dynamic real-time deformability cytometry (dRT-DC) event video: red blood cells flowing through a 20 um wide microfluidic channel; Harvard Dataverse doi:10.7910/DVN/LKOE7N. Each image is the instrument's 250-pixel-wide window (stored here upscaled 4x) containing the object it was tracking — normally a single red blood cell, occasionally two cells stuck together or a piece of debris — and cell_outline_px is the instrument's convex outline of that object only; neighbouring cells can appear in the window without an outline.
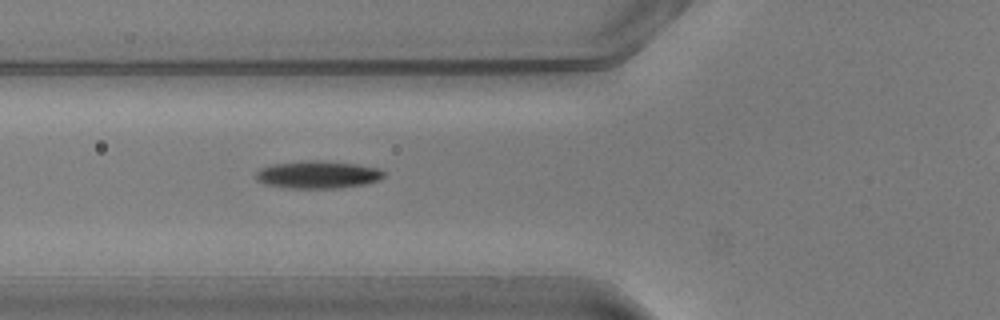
{"species": "common noctule bat (a hibernating species)", "species_latin": "Nyctalus noctula", "temperature_condition": "warm", "stored_images_in_passage": 31, "camera_frame_rate_fps": 3000, "um_per_image_px": 0.085, "animal": {"sex": "male", "body_mass_g": 20.5, "forearm_length_mm": 52.5}, "frame": {"image": 1, "passage_image": 3, "time_ms": 0.667, "image_size_px": [1000, 320], "cell_outline_px": [[388, 172], [380, 180], [364, 184], [340, 188], [288, 188], [264, 184], [256, 180], [256, 172], [260, 168], [272, 164], [308, 160], [316, 160], [356, 164], [380, 168]], "centroid_in_image_um": [27.04, 14.84], "position_along_channel_um": 98.8, "area_um2": 20.75}}
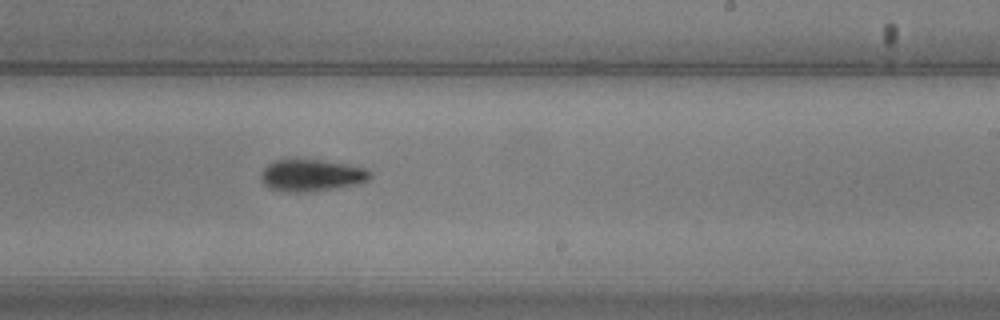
{"frame": {"image": 2, "passage_image": 15, "time_ms": 4.667, "image_size_px": [1000, 320], "cell_outline_px": [[372, 176], [368, 180], [356, 184], [312, 192], [296, 192], [272, 188], [264, 184], [260, 180], [260, 172], [268, 164], [276, 160], [320, 160], [348, 164], [368, 168], [372, 172]], "centroid_in_image_um": [26.52, 14.9], "position_along_channel_um": 262.5, "area_um2": 20.23}}
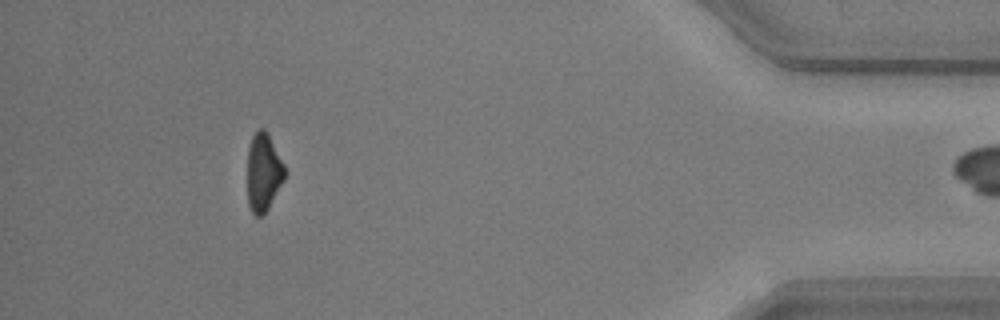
{"frame": {"image": 3, "passage_image": 30, "time_ms": 9.667, "image_size_px": [1000, 320], "cell_outline_px": [[284, 180], [268, 208], [260, 216], [256, 216], [252, 212], [248, 204], [248, 148], [252, 136], [260, 128], [264, 128], [268, 132], [284, 164]], "centroid_in_image_um": [22.39, 14.62], "position_along_channel_um": 412.8, "area_um2": 16.82}}